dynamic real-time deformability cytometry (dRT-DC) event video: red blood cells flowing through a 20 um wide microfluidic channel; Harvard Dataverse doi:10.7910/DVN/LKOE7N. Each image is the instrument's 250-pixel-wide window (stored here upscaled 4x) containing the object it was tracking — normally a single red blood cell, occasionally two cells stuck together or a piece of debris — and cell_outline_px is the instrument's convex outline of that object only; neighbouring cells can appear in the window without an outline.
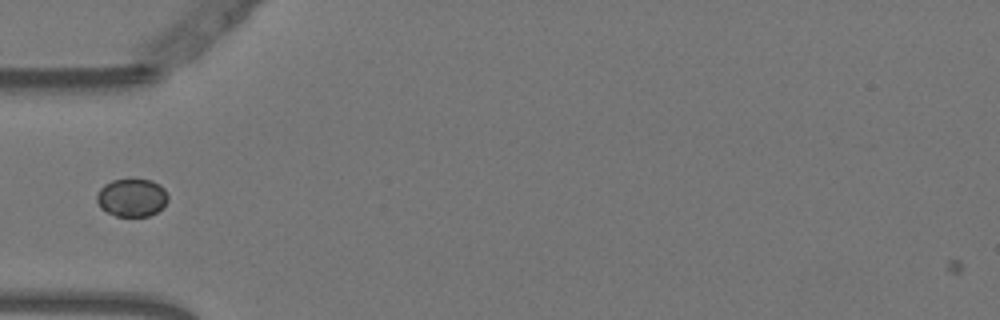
{"species": "Egyptian fruit bat (a non-hibernating species)", "species_latin": "Rousettus aegyptiacus", "temperature_condition": "warm", "stored_images_in_passage": 32, "camera_frame_rate_fps": 3000, "um_per_image_px": 0.085, "animal": {"sex": "female"}, "frame": {"image": 1, "passage_image": 1, "time_ms": 0.0, "image_size_px": [1000, 320], "cell_outline_px": [[168, 200], [156, 212], [148, 216], [116, 216], [100, 208], [96, 200], [96, 196], [100, 188], [104, 184], [112, 180], [152, 180], [160, 184], [164, 188], [168, 196]], "centroid_in_image_um": [11.19, 16.79], "position_along_channel_um": 73.8, "area_um2": 15.66}}
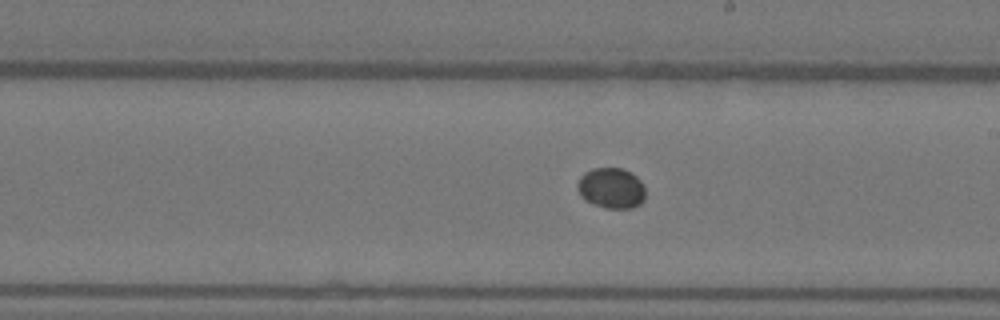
{"frame": {"image": 2, "passage_image": 14, "time_ms": 4.333, "image_size_px": [1000, 320], "cell_outline_px": [[644, 200], [640, 204], [632, 208], [604, 208], [592, 204], [584, 200], [580, 196], [576, 188], [576, 184], [580, 176], [584, 172], [592, 168], [624, 168], [632, 172], [640, 180], [644, 188]], "centroid_in_image_um": [51.92, 15.98], "position_along_channel_um": 237.1, "area_um2": 16.42}}
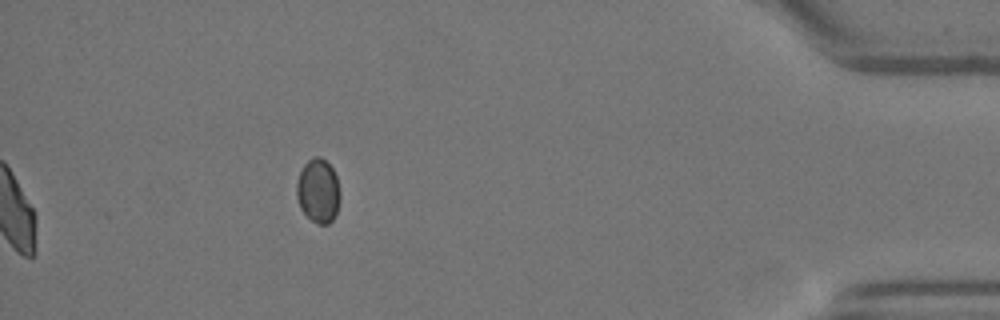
{"frame": {"image": 3, "passage_image": 32, "time_ms": 10.333, "image_size_px": [1000, 320], "cell_outline_px": [[340, 200], [336, 212], [332, 220], [328, 224], [316, 224], [300, 208], [296, 196], [296, 184], [300, 172], [304, 164], [312, 156], [320, 156], [332, 168], [336, 176], [340, 192]], "centroid_in_image_um": [27.04, 16.21], "position_along_channel_um": 408.2, "area_um2": 16.24}}